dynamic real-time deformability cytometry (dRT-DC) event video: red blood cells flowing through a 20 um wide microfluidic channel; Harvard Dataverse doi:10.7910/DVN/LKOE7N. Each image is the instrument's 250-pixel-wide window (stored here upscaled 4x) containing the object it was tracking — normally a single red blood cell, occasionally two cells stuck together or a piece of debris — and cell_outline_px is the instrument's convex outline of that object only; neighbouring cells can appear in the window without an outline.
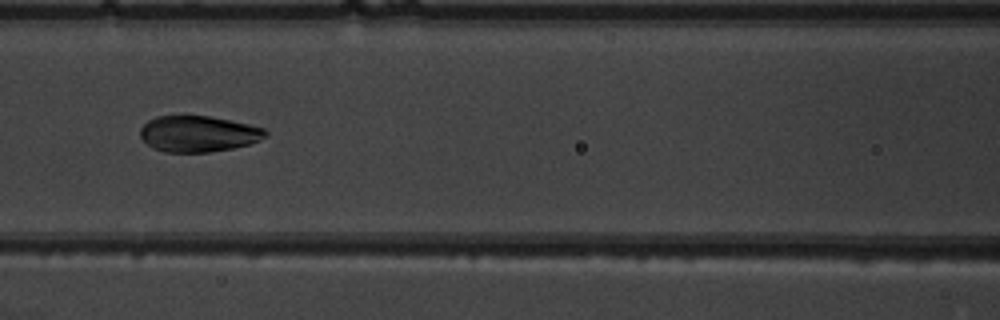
{"species": "common noctule bat (a hibernating species)", "species_latin": "Nyctalus noctula", "temperature_condition": "warm", "stored_images_in_passage": 5, "camera_frame_rate_fps": 3000, "um_per_image_px": 0.085, "animal": {"sex": "male", "body_mass_g": 19.5, "forearm_length_mm": 54.6}, "frame": {"image": 1, "passage_image": 5, "time_ms": 4.667, "image_size_px": [1000, 320], "cell_outline_px": [[268, 136], [260, 140], [248, 144], [232, 148], [208, 152], [164, 152], [152, 148], [140, 136], [140, 128], [148, 120], [156, 116], [208, 116], [248, 124], [264, 128], [268, 132]], "centroid_in_image_um": [16.85, 11.38], "position_along_channel_um": 149.8, "area_um2": 26.24}}